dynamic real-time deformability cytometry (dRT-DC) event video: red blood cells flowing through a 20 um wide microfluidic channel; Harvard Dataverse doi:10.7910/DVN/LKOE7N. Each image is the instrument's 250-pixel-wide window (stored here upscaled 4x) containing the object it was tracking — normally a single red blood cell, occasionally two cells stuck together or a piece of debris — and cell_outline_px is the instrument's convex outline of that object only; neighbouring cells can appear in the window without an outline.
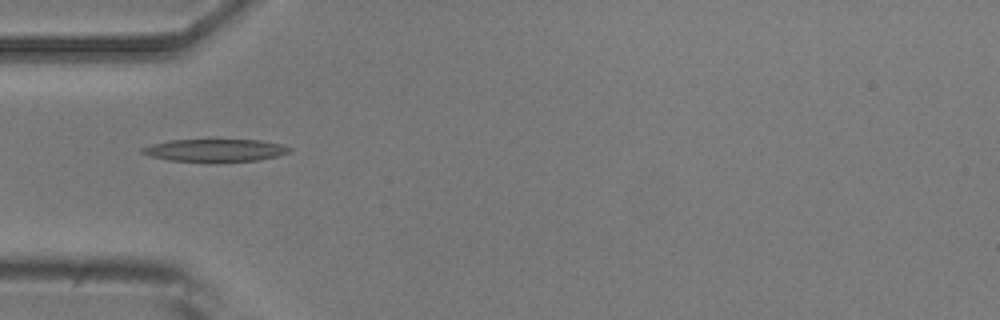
{"species": "common noctule bat (a hibernating species)", "species_latin": "Nyctalus noctula", "temperature_condition": "room temperature", "stored_images_in_passage": 6, "camera_frame_rate_fps": 3000, "um_per_image_px": 0.085, "animal": {"sex": "male", "body_mass_g": 20.5, "forearm_length_mm": 52.5}, "frame": {"image": 1, "passage_image": 4, "time_ms": 3.333, "image_size_px": [1000, 320], "cell_outline_px": [[292, 152], [276, 156], [256, 160], [220, 164], [208, 164], [168, 160], [152, 156], [140, 152], [140, 148], [152, 144], [168, 140], [260, 140], [280, 144], [292, 148]], "centroid_in_image_um": [18.27, 12.82], "position_along_channel_um": 66.7, "area_um2": 20.11}}
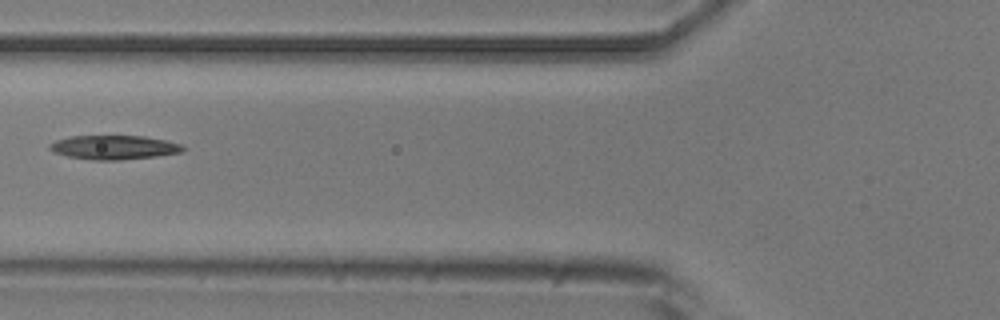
{"frame": {"image": 2, "passage_image": 5, "time_ms": 4.667, "image_size_px": [1000, 320], "cell_outline_px": [[184, 148], [180, 152], [156, 156], [120, 160], [92, 160], [68, 156], [52, 152], [48, 148], [48, 144], [56, 140], [68, 136], [144, 136], [164, 140], [180, 144]], "centroid_in_image_um": [9.61, 12.52], "position_along_channel_um": 116.2, "area_um2": 18.61}}
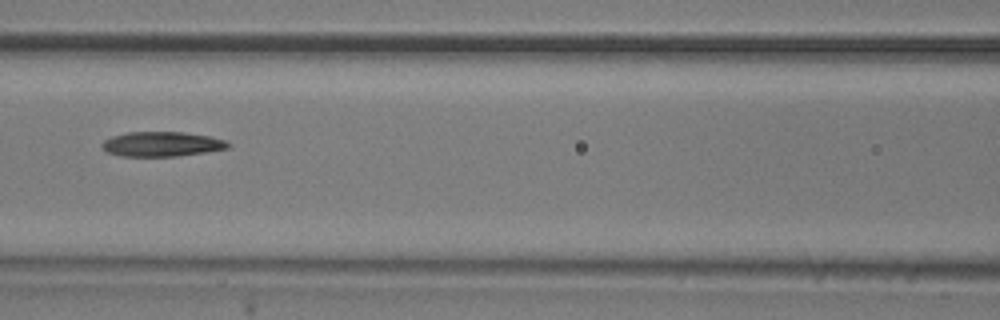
{"frame": {"image": 3, "passage_image": 6, "time_ms": 5.667, "image_size_px": [1000, 320], "cell_outline_px": [[232, 148], [176, 156], [120, 156], [108, 152], [100, 144], [104, 140], [112, 136], [128, 132], [184, 132], [212, 136], [224, 140], [232, 144]], "centroid_in_image_um": [13.8, 12.24], "position_along_channel_um": 152.8, "area_um2": 18.26}}